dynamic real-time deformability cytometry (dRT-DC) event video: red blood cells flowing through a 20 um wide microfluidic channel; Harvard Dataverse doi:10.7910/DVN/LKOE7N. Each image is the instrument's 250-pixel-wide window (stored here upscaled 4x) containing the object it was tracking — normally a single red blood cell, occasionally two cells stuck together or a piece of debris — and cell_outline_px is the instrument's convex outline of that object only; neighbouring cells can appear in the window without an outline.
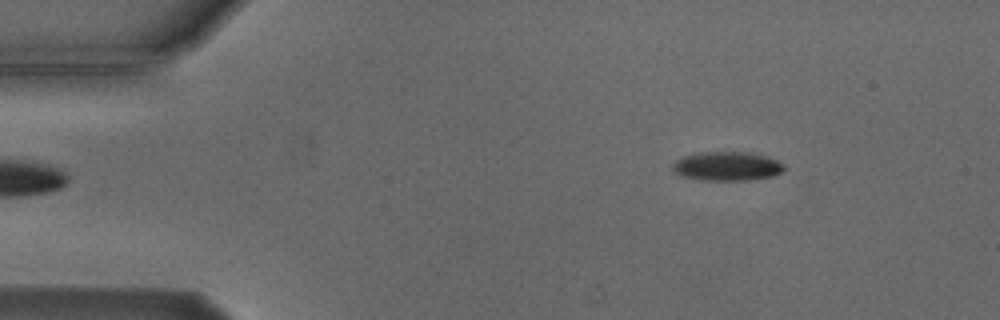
{"species": "Egyptian fruit bat (a non-hibernating species)", "species_latin": "Rousettus aegyptiacus", "temperature_condition": "cold", "stored_images_in_passage": 4, "camera_frame_rate_fps": 3000, "um_per_image_px": 0.085, "animal": {"sex": "male"}, "frame": {"image": 1, "passage_image": 4, "time_ms": 4.333, "image_size_px": [1000, 320], "cell_outline_px": [[784, 168], [780, 172], [772, 176], [748, 180], [708, 180], [684, 176], [676, 172], [672, 168], [676, 160], [684, 156], [700, 152], [752, 152], [768, 156], [784, 164]], "centroid_in_image_um": [61.84, 14.11], "position_along_channel_um": 23.2, "area_um2": 18.61}}